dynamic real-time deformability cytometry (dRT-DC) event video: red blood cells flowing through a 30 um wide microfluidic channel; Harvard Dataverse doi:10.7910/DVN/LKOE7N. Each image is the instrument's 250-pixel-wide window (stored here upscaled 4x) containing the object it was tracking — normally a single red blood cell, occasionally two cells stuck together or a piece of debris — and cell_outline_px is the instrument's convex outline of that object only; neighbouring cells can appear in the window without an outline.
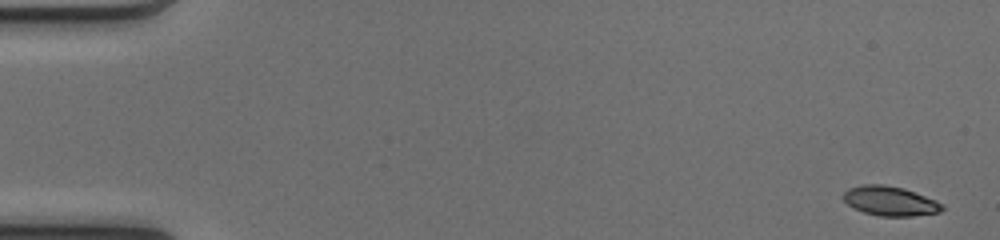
{"species": "common noctule bat (a hibernating species)", "species_latin": "Nyctalus noctula", "temperature_condition": "cold", "stored_images_in_passage": 50, "camera_frame_rate_fps": 3000, "um_per_image_px": 0.085, "animal": {"sex": "female", "body_mass_g": 17.0, "forearm_length_mm": 48.0}, "frame": {"image": 1, "passage_image": 1, "time_ms": 0.0, "image_size_px": [1000, 240], "cell_outline_px": [[944, 208], [940, 212], [912, 216], [880, 216], [864, 212], [848, 204], [840, 196], [848, 188], [864, 184], [884, 184], [904, 188], [936, 200], [944, 204]], "centroid_in_image_um": [75.66, 17.07], "position_along_channel_um": 9.3, "area_um2": 17.05}}
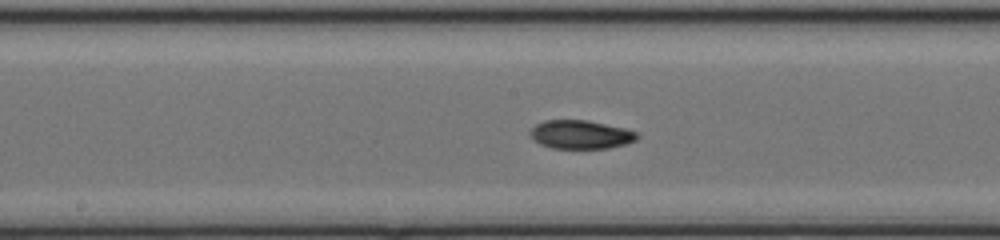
{"frame": {"image": 2, "passage_image": 26, "time_ms": 8.333, "image_size_px": [1000, 240], "cell_outline_px": [[640, 136], [636, 140], [628, 144], [608, 148], [552, 148], [540, 144], [532, 140], [528, 132], [536, 124], [544, 120], [588, 120], [624, 128], [636, 132]], "centroid_in_image_um": [49.35, 11.44], "position_along_channel_um": 198.9, "area_um2": 17.98}}
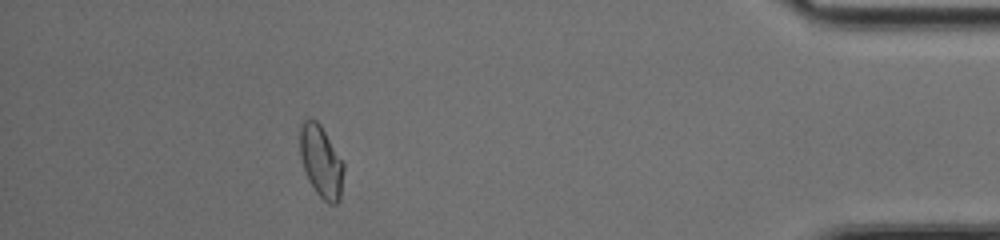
{"frame": {"image": 3, "passage_image": 45, "time_ms": 14.667, "image_size_px": [1000, 240], "cell_outline_px": [[344, 172], [340, 200], [336, 204], [328, 204], [316, 192], [308, 180], [300, 156], [300, 128], [304, 120], [316, 120], [320, 124], [344, 164]], "centroid_in_image_um": [27.3, 13.77], "position_along_channel_um": 407.9, "area_um2": 18.15}, "authors_computed_cell_mechanics": {"area_um2": 17.8313, "velocity_mm_per_s": 4.1185, "shape_relaxation_time_tau1_ms": null, "shape_relaxation_time_tau2_ms": 2.9767, "deformation_change_tau1": null, "deformation_change_tau2": 0.072}}